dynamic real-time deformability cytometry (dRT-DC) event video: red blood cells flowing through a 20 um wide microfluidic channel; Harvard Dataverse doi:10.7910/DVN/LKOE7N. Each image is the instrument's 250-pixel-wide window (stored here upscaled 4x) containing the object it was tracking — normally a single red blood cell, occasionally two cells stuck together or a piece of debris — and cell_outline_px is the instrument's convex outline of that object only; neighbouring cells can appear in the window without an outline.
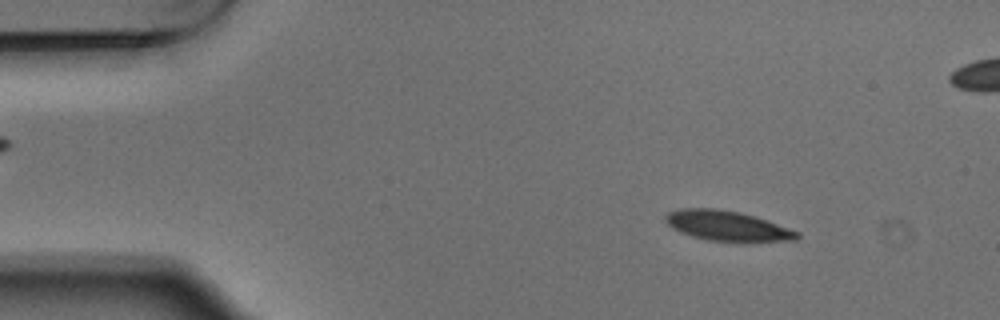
{"species": "Egyptian fruit bat (a non-hibernating species)", "species_latin": "Rousettus aegyptiacus", "temperature_condition": "warm", "stored_images_in_passage": 5, "camera_frame_rate_fps": 3000, "um_per_image_px": 0.085, "animal": {"sex": "male"}, "frame": {"image": 1, "passage_image": 2, "time_ms": 0.333, "image_size_px": [1000, 320], "cell_outline_px": [[800, 236], [796, 240], [704, 240], [680, 232], [672, 228], [664, 220], [664, 216], [668, 212], [680, 208], [712, 208], [740, 212], [800, 232]], "centroid_in_image_um": [61.72, 19.17], "position_along_channel_um": 23.3, "area_um2": 22.37}}